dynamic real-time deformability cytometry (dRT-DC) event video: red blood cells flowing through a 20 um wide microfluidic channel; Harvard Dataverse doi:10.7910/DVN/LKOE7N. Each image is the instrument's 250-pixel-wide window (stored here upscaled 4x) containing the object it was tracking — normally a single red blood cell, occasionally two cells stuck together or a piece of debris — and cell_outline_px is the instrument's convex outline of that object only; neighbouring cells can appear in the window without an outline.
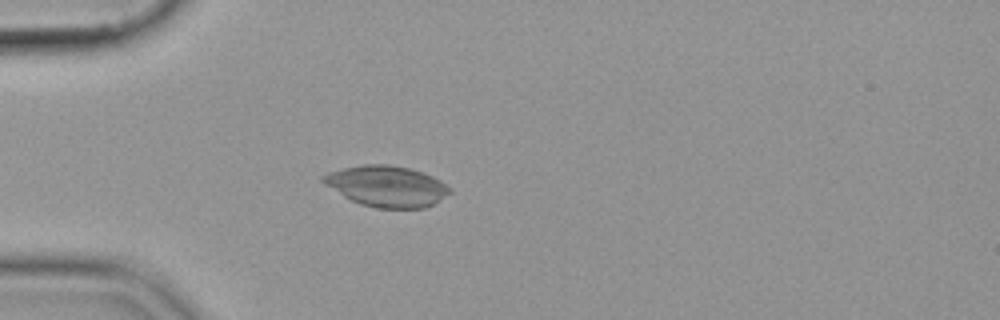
{"species": "common noctule bat (a hibernating species)", "species_latin": "Nyctalus noctula", "temperature_condition": "cold", "stored_images_in_passage": 44, "camera_frame_rate_fps": 3000, "um_per_image_px": 0.085, "animal": {"sex": "female", "body_mass_g": 19.9}, "frame": {"image": 1, "passage_image": 10, "time_ms": 3.0, "image_size_px": [1000, 320], "cell_outline_px": [[452, 192], [432, 204], [424, 208], [376, 208], [360, 204], [344, 196], [324, 184], [320, 180], [320, 176], [328, 172], [344, 168], [364, 164], [388, 164], [408, 168], [432, 176], [440, 180], [452, 188]], "centroid_in_image_um": [32.86, 15.82], "position_along_channel_um": 52.1, "area_um2": 30.11}}
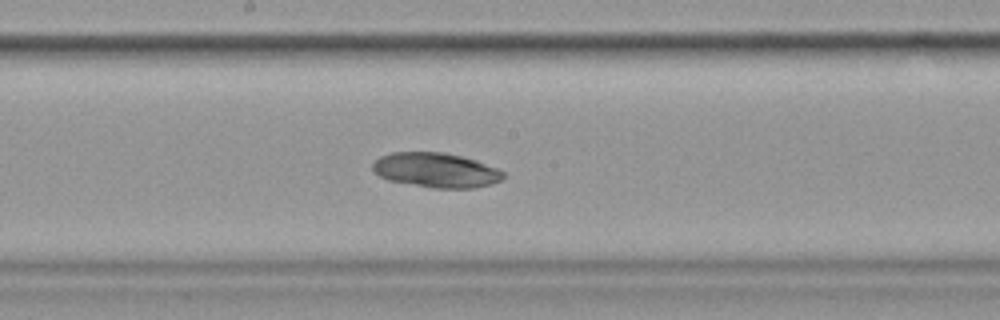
{"frame": {"image": 2, "passage_image": 24, "time_ms": 7.667, "image_size_px": [1000, 320], "cell_outline_px": [[504, 180], [492, 184], [476, 188], [432, 188], [388, 180], [372, 172], [372, 164], [380, 156], [392, 152], [444, 152], [476, 160], [496, 168], [504, 172]], "centroid_in_image_um": [37.06, 14.47], "position_along_channel_um": 211.1, "area_um2": 26.59}}
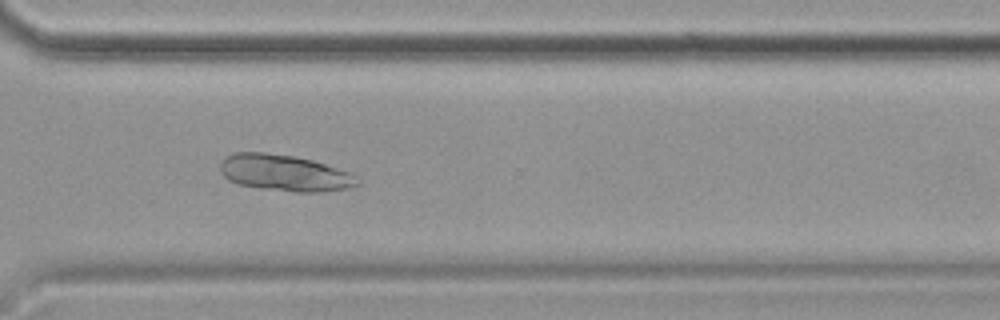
{"frame": {"image": 3, "passage_image": 35, "time_ms": 11.333, "image_size_px": [1000, 320], "cell_outline_px": [[360, 184], [352, 188], [320, 192], [296, 192], [264, 188], [236, 184], [228, 180], [220, 172], [220, 164], [224, 156], [236, 152], [264, 152], [296, 156], [312, 160], [348, 172], [356, 176], [360, 180]], "centroid_in_image_um": [24.18, 14.7], "position_along_channel_um": 346.4, "area_um2": 29.25}}